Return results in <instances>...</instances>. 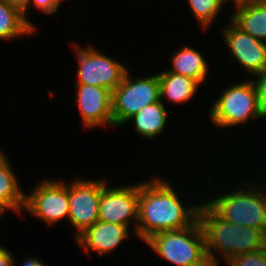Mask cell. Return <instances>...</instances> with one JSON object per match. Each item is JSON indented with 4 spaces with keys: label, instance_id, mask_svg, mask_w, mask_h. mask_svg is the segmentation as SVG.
I'll list each match as a JSON object with an SVG mask.
<instances>
[{
    "label": "cell",
    "instance_id": "obj_24",
    "mask_svg": "<svg viewBox=\"0 0 266 266\" xmlns=\"http://www.w3.org/2000/svg\"><path fill=\"white\" fill-rule=\"evenodd\" d=\"M6 247L0 244V266H15V257Z\"/></svg>",
    "mask_w": 266,
    "mask_h": 266
},
{
    "label": "cell",
    "instance_id": "obj_4",
    "mask_svg": "<svg viewBox=\"0 0 266 266\" xmlns=\"http://www.w3.org/2000/svg\"><path fill=\"white\" fill-rule=\"evenodd\" d=\"M145 243L156 255L175 266H212L199 220L184 229L156 233Z\"/></svg>",
    "mask_w": 266,
    "mask_h": 266
},
{
    "label": "cell",
    "instance_id": "obj_2",
    "mask_svg": "<svg viewBox=\"0 0 266 266\" xmlns=\"http://www.w3.org/2000/svg\"><path fill=\"white\" fill-rule=\"evenodd\" d=\"M198 220L202 226L207 257L212 266H220V260L227 262L231 258L266 248V235L249 226L232 224L222 219L206 202H201Z\"/></svg>",
    "mask_w": 266,
    "mask_h": 266
},
{
    "label": "cell",
    "instance_id": "obj_21",
    "mask_svg": "<svg viewBox=\"0 0 266 266\" xmlns=\"http://www.w3.org/2000/svg\"><path fill=\"white\" fill-rule=\"evenodd\" d=\"M227 266H266V248L237 255L226 262Z\"/></svg>",
    "mask_w": 266,
    "mask_h": 266
},
{
    "label": "cell",
    "instance_id": "obj_13",
    "mask_svg": "<svg viewBox=\"0 0 266 266\" xmlns=\"http://www.w3.org/2000/svg\"><path fill=\"white\" fill-rule=\"evenodd\" d=\"M130 227L97 221L87 228L76 239V243L88 254L89 251L97 253L98 256L117 251V247L130 237Z\"/></svg>",
    "mask_w": 266,
    "mask_h": 266
},
{
    "label": "cell",
    "instance_id": "obj_11",
    "mask_svg": "<svg viewBox=\"0 0 266 266\" xmlns=\"http://www.w3.org/2000/svg\"><path fill=\"white\" fill-rule=\"evenodd\" d=\"M222 27L221 34L231 59L249 74L255 76L266 70V42L252 37L231 19Z\"/></svg>",
    "mask_w": 266,
    "mask_h": 266
},
{
    "label": "cell",
    "instance_id": "obj_10",
    "mask_svg": "<svg viewBox=\"0 0 266 266\" xmlns=\"http://www.w3.org/2000/svg\"><path fill=\"white\" fill-rule=\"evenodd\" d=\"M139 182L132 185L103 186L98 209V220L124 226L134 224L136 236L138 220ZM133 221V222H132Z\"/></svg>",
    "mask_w": 266,
    "mask_h": 266
},
{
    "label": "cell",
    "instance_id": "obj_26",
    "mask_svg": "<svg viewBox=\"0 0 266 266\" xmlns=\"http://www.w3.org/2000/svg\"><path fill=\"white\" fill-rule=\"evenodd\" d=\"M22 265L21 266H48V265H45L43 263V261H41L40 258H34V257H31V258H26L22 261Z\"/></svg>",
    "mask_w": 266,
    "mask_h": 266
},
{
    "label": "cell",
    "instance_id": "obj_19",
    "mask_svg": "<svg viewBox=\"0 0 266 266\" xmlns=\"http://www.w3.org/2000/svg\"><path fill=\"white\" fill-rule=\"evenodd\" d=\"M34 33L36 30L25 20L18 8L0 0V40L8 42Z\"/></svg>",
    "mask_w": 266,
    "mask_h": 266
},
{
    "label": "cell",
    "instance_id": "obj_22",
    "mask_svg": "<svg viewBox=\"0 0 266 266\" xmlns=\"http://www.w3.org/2000/svg\"><path fill=\"white\" fill-rule=\"evenodd\" d=\"M32 2V6H31ZM61 2L63 0H30V4L28 7L22 12L25 20L36 30V26L34 22L29 21L28 19V9H31L32 7L35 8L36 10L42 11L45 15H52L55 12L59 10V7L61 5ZM34 23V24H33Z\"/></svg>",
    "mask_w": 266,
    "mask_h": 266
},
{
    "label": "cell",
    "instance_id": "obj_8",
    "mask_svg": "<svg viewBox=\"0 0 266 266\" xmlns=\"http://www.w3.org/2000/svg\"><path fill=\"white\" fill-rule=\"evenodd\" d=\"M38 183V184H37ZM25 194L23 210L31 216L53 226L69 216L68 182L42 179Z\"/></svg>",
    "mask_w": 266,
    "mask_h": 266
},
{
    "label": "cell",
    "instance_id": "obj_15",
    "mask_svg": "<svg viewBox=\"0 0 266 266\" xmlns=\"http://www.w3.org/2000/svg\"><path fill=\"white\" fill-rule=\"evenodd\" d=\"M134 123V129L142 138L151 140L160 136L168 123V109L164 103L159 100L151 105L145 106L126 123Z\"/></svg>",
    "mask_w": 266,
    "mask_h": 266
},
{
    "label": "cell",
    "instance_id": "obj_6",
    "mask_svg": "<svg viewBox=\"0 0 266 266\" xmlns=\"http://www.w3.org/2000/svg\"><path fill=\"white\" fill-rule=\"evenodd\" d=\"M127 71L122 82L112 92V118L114 126H122L143 109L160 100L158 73L143 78L130 77Z\"/></svg>",
    "mask_w": 266,
    "mask_h": 266
},
{
    "label": "cell",
    "instance_id": "obj_20",
    "mask_svg": "<svg viewBox=\"0 0 266 266\" xmlns=\"http://www.w3.org/2000/svg\"><path fill=\"white\" fill-rule=\"evenodd\" d=\"M192 15L195 16L196 21L202 29H208L214 20L218 18L220 11L224 10V0H187Z\"/></svg>",
    "mask_w": 266,
    "mask_h": 266
},
{
    "label": "cell",
    "instance_id": "obj_30",
    "mask_svg": "<svg viewBox=\"0 0 266 266\" xmlns=\"http://www.w3.org/2000/svg\"><path fill=\"white\" fill-rule=\"evenodd\" d=\"M263 184V185H262ZM265 185H266V181H265ZM264 185L263 182H260V186L262 187L264 193H265V196H266V186Z\"/></svg>",
    "mask_w": 266,
    "mask_h": 266
},
{
    "label": "cell",
    "instance_id": "obj_17",
    "mask_svg": "<svg viewBox=\"0 0 266 266\" xmlns=\"http://www.w3.org/2000/svg\"><path fill=\"white\" fill-rule=\"evenodd\" d=\"M160 81V100L166 97L172 104L189 102L201 86L193 78L164 70L158 73Z\"/></svg>",
    "mask_w": 266,
    "mask_h": 266
},
{
    "label": "cell",
    "instance_id": "obj_9",
    "mask_svg": "<svg viewBox=\"0 0 266 266\" xmlns=\"http://www.w3.org/2000/svg\"><path fill=\"white\" fill-rule=\"evenodd\" d=\"M68 183L69 216L74 240L98 221L99 201L103 186L108 180L76 177Z\"/></svg>",
    "mask_w": 266,
    "mask_h": 266
},
{
    "label": "cell",
    "instance_id": "obj_23",
    "mask_svg": "<svg viewBox=\"0 0 266 266\" xmlns=\"http://www.w3.org/2000/svg\"><path fill=\"white\" fill-rule=\"evenodd\" d=\"M255 76L253 82L257 90L259 109L263 117L266 118V70Z\"/></svg>",
    "mask_w": 266,
    "mask_h": 266
},
{
    "label": "cell",
    "instance_id": "obj_1",
    "mask_svg": "<svg viewBox=\"0 0 266 266\" xmlns=\"http://www.w3.org/2000/svg\"><path fill=\"white\" fill-rule=\"evenodd\" d=\"M154 176L139 182L136 237L144 243L156 233L192 226L201 205L183 203L172 182Z\"/></svg>",
    "mask_w": 266,
    "mask_h": 266
},
{
    "label": "cell",
    "instance_id": "obj_29",
    "mask_svg": "<svg viewBox=\"0 0 266 266\" xmlns=\"http://www.w3.org/2000/svg\"><path fill=\"white\" fill-rule=\"evenodd\" d=\"M226 3L228 2H233V5L234 4H237V3H240V2H246V1H251V0H224Z\"/></svg>",
    "mask_w": 266,
    "mask_h": 266
},
{
    "label": "cell",
    "instance_id": "obj_27",
    "mask_svg": "<svg viewBox=\"0 0 266 266\" xmlns=\"http://www.w3.org/2000/svg\"><path fill=\"white\" fill-rule=\"evenodd\" d=\"M6 210L9 211V209L0 202V219L2 218L3 214H5L4 212H6Z\"/></svg>",
    "mask_w": 266,
    "mask_h": 266
},
{
    "label": "cell",
    "instance_id": "obj_14",
    "mask_svg": "<svg viewBox=\"0 0 266 266\" xmlns=\"http://www.w3.org/2000/svg\"><path fill=\"white\" fill-rule=\"evenodd\" d=\"M230 19L244 32L266 42V0H251L233 5Z\"/></svg>",
    "mask_w": 266,
    "mask_h": 266
},
{
    "label": "cell",
    "instance_id": "obj_25",
    "mask_svg": "<svg viewBox=\"0 0 266 266\" xmlns=\"http://www.w3.org/2000/svg\"><path fill=\"white\" fill-rule=\"evenodd\" d=\"M9 5L18 8L21 12H23L28 5L30 4V0H4Z\"/></svg>",
    "mask_w": 266,
    "mask_h": 266
},
{
    "label": "cell",
    "instance_id": "obj_18",
    "mask_svg": "<svg viewBox=\"0 0 266 266\" xmlns=\"http://www.w3.org/2000/svg\"><path fill=\"white\" fill-rule=\"evenodd\" d=\"M7 158L0 165V202L15 214L24 213L25 192L20 187L13 165Z\"/></svg>",
    "mask_w": 266,
    "mask_h": 266
},
{
    "label": "cell",
    "instance_id": "obj_28",
    "mask_svg": "<svg viewBox=\"0 0 266 266\" xmlns=\"http://www.w3.org/2000/svg\"><path fill=\"white\" fill-rule=\"evenodd\" d=\"M6 154H3L1 148H0V165L8 158L5 156Z\"/></svg>",
    "mask_w": 266,
    "mask_h": 266
},
{
    "label": "cell",
    "instance_id": "obj_12",
    "mask_svg": "<svg viewBox=\"0 0 266 266\" xmlns=\"http://www.w3.org/2000/svg\"><path fill=\"white\" fill-rule=\"evenodd\" d=\"M76 103L83 126L100 128L114 126L112 118V92L104 87L75 84ZM100 126V127H99Z\"/></svg>",
    "mask_w": 266,
    "mask_h": 266
},
{
    "label": "cell",
    "instance_id": "obj_16",
    "mask_svg": "<svg viewBox=\"0 0 266 266\" xmlns=\"http://www.w3.org/2000/svg\"><path fill=\"white\" fill-rule=\"evenodd\" d=\"M171 57L172 67H169V72L193 78L200 85L207 80L209 64L199 50L185 45Z\"/></svg>",
    "mask_w": 266,
    "mask_h": 266
},
{
    "label": "cell",
    "instance_id": "obj_5",
    "mask_svg": "<svg viewBox=\"0 0 266 266\" xmlns=\"http://www.w3.org/2000/svg\"><path fill=\"white\" fill-rule=\"evenodd\" d=\"M211 105L209 118L218 128L246 124L250 119H263L259 109L257 90L252 79L243 80L223 89Z\"/></svg>",
    "mask_w": 266,
    "mask_h": 266
},
{
    "label": "cell",
    "instance_id": "obj_7",
    "mask_svg": "<svg viewBox=\"0 0 266 266\" xmlns=\"http://www.w3.org/2000/svg\"><path fill=\"white\" fill-rule=\"evenodd\" d=\"M72 47L78 61V78L75 84L104 87L113 92L122 82L125 73L129 71L121 61L102 54L91 45L79 47V44H75Z\"/></svg>",
    "mask_w": 266,
    "mask_h": 266
},
{
    "label": "cell",
    "instance_id": "obj_3",
    "mask_svg": "<svg viewBox=\"0 0 266 266\" xmlns=\"http://www.w3.org/2000/svg\"><path fill=\"white\" fill-rule=\"evenodd\" d=\"M227 193L205 202L226 221L262 231L266 235V196L257 181L245 180ZM242 184V186H241ZM230 191V192H229ZM224 193V194H223ZM218 196V197H217Z\"/></svg>",
    "mask_w": 266,
    "mask_h": 266
}]
</instances>
